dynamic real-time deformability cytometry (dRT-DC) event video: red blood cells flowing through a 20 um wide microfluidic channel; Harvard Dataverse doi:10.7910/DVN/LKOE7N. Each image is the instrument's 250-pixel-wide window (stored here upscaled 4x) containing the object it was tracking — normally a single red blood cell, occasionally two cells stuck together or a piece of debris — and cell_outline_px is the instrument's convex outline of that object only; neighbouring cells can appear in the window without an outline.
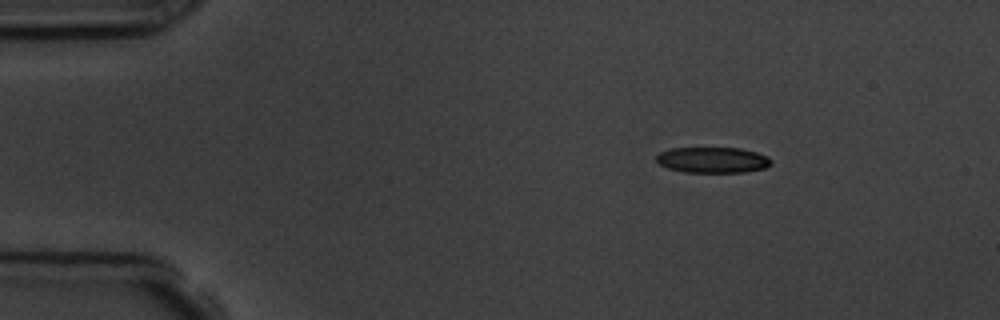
{"species": "common noctule bat (a hibernating species)", "species_latin": "Nyctalus noctula", "temperature_condition": "room temperature", "stored_images_in_passage": 4, "camera_frame_rate_fps": 3000, "um_per_image_px": 0.085, "animal": {"sex": "male", "body_mass_g": 19.5, "forearm_length_mm": 54.6}, "frame": {"image": 1, "passage_image": 1, "time_ms": 0.0, "image_size_px": [1000, 320], "cell_outline_px": [[772, 164], [764, 168], [744, 172], [684, 172], [668, 168], [660, 164], [656, 160], [656, 156], [660, 152], [672, 148], [740, 148], [756, 152], [768, 156], [772, 160]], "centroid_in_image_um": [60.59, 13.59], "position_along_channel_um": 24.4, "area_um2": 17.22}}